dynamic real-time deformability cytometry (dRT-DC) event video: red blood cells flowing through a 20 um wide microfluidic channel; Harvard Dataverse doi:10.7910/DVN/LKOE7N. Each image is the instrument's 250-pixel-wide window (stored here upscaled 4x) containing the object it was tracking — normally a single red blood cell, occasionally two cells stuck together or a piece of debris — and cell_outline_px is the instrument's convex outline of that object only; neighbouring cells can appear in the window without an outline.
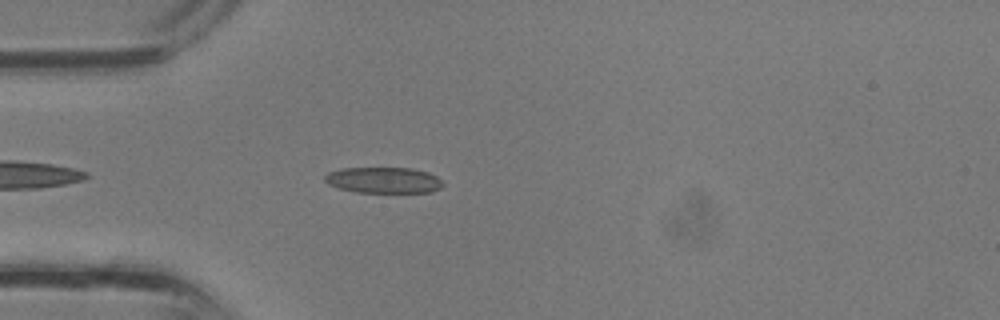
{"species": "common noctule bat (a hibernating species)", "species_latin": "Nyctalus noctula", "temperature_condition": "room temperature", "stored_images_in_passage": 30, "camera_frame_rate_fps": 3000, "um_per_image_px": 0.085, "animal": {"sex": "male", "body_mass_g": 13.3}, "frame": {"image": 1, "passage_image": 4, "time_ms": 1.0, "image_size_px": [1000, 320], "cell_outline_px": [[444, 184], [440, 188], [432, 192], [356, 192], [340, 188], [328, 184], [324, 180], [324, 176], [328, 172], [340, 168], [412, 168], [428, 172], [436, 176]], "centroid_in_image_um": [32.59, 15.31], "position_along_channel_um": 52.4, "area_um2": 17.86}}
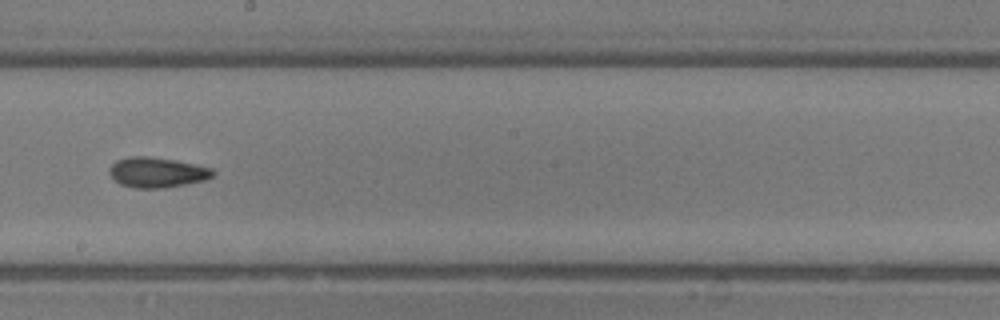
{"frame": {"image": 2, "passage_image": 14, "time_ms": 4.333, "image_size_px": [1000, 320], "cell_outline_px": [[216, 172], [212, 176], [204, 180], [164, 188], [136, 188], [120, 184], [108, 172], [108, 168], [116, 160], [128, 156], [144, 156], [176, 160], [196, 164], [212, 168]], "centroid_in_image_um": [13.34, 14.64], "position_along_channel_um": 234.9, "area_um2": 18.21}}
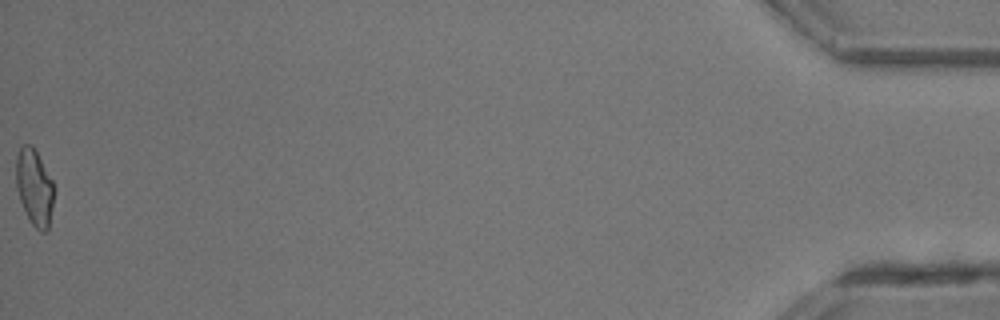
{"frame": {"image": 3, "passage_image": 30, "time_ms": 9.667, "image_size_px": [1000, 320], "cell_outline_px": [[56, 188], [48, 232], [40, 232], [32, 224], [20, 200], [16, 188], [16, 156], [20, 148], [24, 144], [32, 144], [52, 180]], "centroid_in_image_um": [2.95, 15.94], "position_along_channel_um": 432.3, "area_um2": 17.05}}